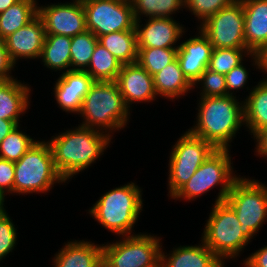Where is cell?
<instances>
[{
	"label": "cell",
	"instance_id": "obj_11",
	"mask_svg": "<svg viewBox=\"0 0 267 267\" xmlns=\"http://www.w3.org/2000/svg\"><path fill=\"white\" fill-rule=\"evenodd\" d=\"M82 4L86 14V28L97 38L135 27L130 0H82Z\"/></svg>",
	"mask_w": 267,
	"mask_h": 267
},
{
	"label": "cell",
	"instance_id": "obj_31",
	"mask_svg": "<svg viewBox=\"0 0 267 267\" xmlns=\"http://www.w3.org/2000/svg\"><path fill=\"white\" fill-rule=\"evenodd\" d=\"M22 124L14 128L0 143V158L17 162L39 139L26 133Z\"/></svg>",
	"mask_w": 267,
	"mask_h": 267
},
{
	"label": "cell",
	"instance_id": "obj_19",
	"mask_svg": "<svg viewBox=\"0 0 267 267\" xmlns=\"http://www.w3.org/2000/svg\"><path fill=\"white\" fill-rule=\"evenodd\" d=\"M169 252V253H168ZM162 245L160 267H225L226 265L200 239L194 245H175L168 251ZM227 267V266H226Z\"/></svg>",
	"mask_w": 267,
	"mask_h": 267
},
{
	"label": "cell",
	"instance_id": "obj_41",
	"mask_svg": "<svg viewBox=\"0 0 267 267\" xmlns=\"http://www.w3.org/2000/svg\"><path fill=\"white\" fill-rule=\"evenodd\" d=\"M255 144L254 155L261 158L262 160L267 161V127L260 131L253 140ZM267 163V162H266Z\"/></svg>",
	"mask_w": 267,
	"mask_h": 267
},
{
	"label": "cell",
	"instance_id": "obj_7",
	"mask_svg": "<svg viewBox=\"0 0 267 267\" xmlns=\"http://www.w3.org/2000/svg\"><path fill=\"white\" fill-rule=\"evenodd\" d=\"M211 205L200 239L225 265L237 262L251 241L242 233L241 223L226 201Z\"/></svg>",
	"mask_w": 267,
	"mask_h": 267
},
{
	"label": "cell",
	"instance_id": "obj_14",
	"mask_svg": "<svg viewBox=\"0 0 267 267\" xmlns=\"http://www.w3.org/2000/svg\"><path fill=\"white\" fill-rule=\"evenodd\" d=\"M181 23L175 18L161 17L135 20L137 48H178L180 39L189 32Z\"/></svg>",
	"mask_w": 267,
	"mask_h": 267
},
{
	"label": "cell",
	"instance_id": "obj_20",
	"mask_svg": "<svg viewBox=\"0 0 267 267\" xmlns=\"http://www.w3.org/2000/svg\"><path fill=\"white\" fill-rule=\"evenodd\" d=\"M28 83L18 80L17 77L0 81V119L14 121L17 125L21 124L22 117L28 114V109L32 105L33 89Z\"/></svg>",
	"mask_w": 267,
	"mask_h": 267
},
{
	"label": "cell",
	"instance_id": "obj_12",
	"mask_svg": "<svg viewBox=\"0 0 267 267\" xmlns=\"http://www.w3.org/2000/svg\"><path fill=\"white\" fill-rule=\"evenodd\" d=\"M198 28L213 48L248 49L244 37V7L241 0L222 8Z\"/></svg>",
	"mask_w": 267,
	"mask_h": 267
},
{
	"label": "cell",
	"instance_id": "obj_22",
	"mask_svg": "<svg viewBox=\"0 0 267 267\" xmlns=\"http://www.w3.org/2000/svg\"><path fill=\"white\" fill-rule=\"evenodd\" d=\"M246 47L260 54L267 47V0H241Z\"/></svg>",
	"mask_w": 267,
	"mask_h": 267
},
{
	"label": "cell",
	"instance_id": "obj_25",
	"mask_svg": "<svg viewBox=\"0 0 267 267\" xmlns=\"http://www.w3.org/2000/svg\"><path fill=\"white\" fill-rule=\"evenodd\" d=\"M71 37L46 34L40 59L41 63L53 75L71 71Z\"/></svg>",
	"mask_w": 267,
	"mask_h": 267
},
{
	"label": "cell",
	"instance_id": "obj_38",
	"mask_svg": "<svg viewBox=\"0 0 267 267\" xmlns=\"http://www.w3.org/2000/svg\"><path fill=\"white\" fill-rule=\"evenodd\" d=\"M14 162L0 158V199L7 203V195L13 196Z\"/></svg>",
	"mask_w": 267,
	"mask_h": 267
},
{
	"label": "cell",
	"instance_id": "obj_28",
	"mask_svg": "<svg viewBox=\"0 0 267 267\" xmlns=\"http://www.w3.org/2000/svg\"><path fill=\"white\" fill-rule=\"evenodd\" d=\"M130 2L135 20L151 17L174 18L173 15L182 13L186 9L185 0H130Z\"/></svg>",
	"mask_w": 267,
	"mask_h": 267
},
{
	"label": "cell",
	"instance_id": "obj_45",
	"mask_svg": "<svg viewBox=\"0 0 267 267\" xmlns=\"http://www.w3.org/2000/svg\"><path fill=\"white\" fill-rule=\"evenodd\" d=\"M98 267H110V266H108V265L102 260Z\"/></svg>",
	"mask_w": 267,
	"mask_h": 267
},
{
	"label": "cell",
	"instance_id": "obj_27",
	"mask_svg": "<svg viewBox=\"0 0 267 267\" xmlns=\"http://www.w3.org/2000/svg\"><path fill=\"white\" fill-rule=\"evenodd\" d=\"M38 15V0H19L0 13V40L27 25Z\"/></svg>",
	"mask_w": 267,
	"mask_h": 267
},
{
	"label": "cell",
	"instance_id": "obj_24",
	"mask_svg": "<svg viewBox=\"0 0 267 267\" xmlns=\"http://www.w3.org/2000/svg\"><path fill=\"white\" fill-rule=\"evenodd\" d=\"M254 84L250 93L243 98L245 130L252 139L267 127V79L262 77Z\"/></svg>",
	"mask_w": 267,
	"mask_h": 267
},
{
	"label": "cell",
	"instance_id": "obj_29",
	"mask_svg": "<svg viewBox=\"0 0 267 267\" xmlns=\"http://www.w3.org/2000/svg\"><path fill=\"white\" fill-rule=\"evenodd\" d=\"M122 64L99 42L86 72L95 81H116Z\"/></svg>",
	"mask_w": 267,
	"mask_h": 267
},
{
	"label": "cell",
	"instance_id": "obj_8",
	"mask_svg": "<svg viewBox=\"0 0 267 267\" xmlns=\"http://www.w3.org/2000/svg\"><path fill=\"white\" fill-rule=\"evenodd\" d=\"M255 178L241 175L225 199L235 211L242 233L251 242L267 222V182Z\"/></svg>",
	"mask_w": 267,
	"mask_h": 267
},
{
	"label": "cell",
	"instance_id": "obj_9",
	"mask_svg": "<svg viewBox=\"0 0 267 267\" xmlns=\"http://www.w3.org/2000/svg\"><path fill=\"white\" fill-rule=\"evenodd\" d=\"M102 242V260L110 267H160L163 238L142 232ZM115 241V242H114Z\"/></svg>",
	"mask_w": 267,
	"mask_h": 267
},
{
	"label": "cell",
	"instance_id": "obj_5",
	"mask_svg": "<svg viewBox=\"0 0 267 267\" xmlns=\"http://www.w3.org/2000/svg\"><path fill=\"white\" fill-rule=\"evenodd\" d=\"M14 168L13 196L48 195L57 184L65 187L69 184L56 169L51 146L45 138L37 140L14 162Z\"/></svg>",
	"mask_w": 267,
	"mask_h": 267
},
{
	"label": "cell",
	"instance_id": "obj_36",
	"mask_svg": "<svg viewBox=\"0 0 267 267\" xmlns=\"http://www.w3.org/2000/svg\"><path fill=\"white\" fill-rule=\"evenodd\" d=\"M225 75L206 69L193 84V90L199 91V97L226 96L227 88ZM199 89V90H198Z\"/></svg>",
	"mask_w": 267,
	"mask_h": 267
},
{
	"label": "cell",
	"instance_id": "obj_33",
	"mask_svg": "<svg viewBox=\"0 0 267 267\" xmlns=\"http://www.w3.org/2000/svg\"><path fill=\"white\" fill-rule=\"evenodd\" d=\"M137 49V63L153 76L176 59L178 48Z\"/></svg>",
	"mask_w": 267,
	"mask_h": 267
},
{
	"label": "cell",
	"instance_id": "obj_16",
	"mask_svg": "<svg viewBox=\"0 0 267 267\" xmlns=\"http://www.w3.org/2000/svg\"><path fill=\"white\" fill-rule=\"evenodd\" d=\"M126 105L133 110L138 103L154 104L158 96L155 91L153 76L137 62L123 64L116 80ZM134 104V105H132Z\"/></svg>",
	"mask_w": 267,
	"mask_h": 267
},
{
	"label": "cell",
	"instance_id": "obj_17",
	"mask_svg": "<svg viewBox=\"0 0 267 267\" xmlns=\"http://www.w3.org/2000/svg\"><path fill=\"white\" fill-rule=\"evenodd\" d=\"M195 35L180 39L176 58L184 76L193 85L208 68L213 46L208 38L196 27ZM182 40V41H181Z\"/></svg>",
	"mask_w": 267,
	"mask_h": 267
},
{
	"label": "cell",
	"instance_id": "obj_32",
	"mask_svg": "<svg viewBox=\"0 0 267 267\" xmlns=\"http://www.w3.org/2000/svg\"><path fill=\"white\" fill-rule=\"evenodd\" d=\"M97 42L98 38L89 30L72 37L71 70H87Z\"/></svg>",
	"mask_w": 267,
	"mask_h": 267
},
{
	"label": "cell",
	"instance_id": "obj_26",
	"mask_svg": "<svg viewBox=\"0 0 267 267\" xmlns=\"http://www.w3.org/2000/svg\"><path fill=\"white\" fill-rule=\"evenodd\" d=\"M98 42L104 46L122 65L137 62V32L132 30L118 31L102 35Z\"/></svg>",
	"mask_w": 267,
	"mask_h": 267
},
{
	"label": "cell",
	"instance_id": "obj_35",
	"mask_svg": "<svg viewBox=\"0 0 267 267\" xmlns=\"http://www.w3.org/2000/svg\"><path fill=\"white\" fill-rule=\"evenodd\" d=\"M7 211L6 205L0 210V263L14 253L19 243L18 226Z\"/></svg>",
	"mask_w": 267,
	"mask_h": 267
},
{
	"label": "cell",
	"instance_id": "obj_44",
	"mask_svg": "<svg viewBox=\"0 0 267 267\" xmlns=\"http://www.w3.org/2000/svg\"><path fill=\"white\" fill-rule=\"evenodd\" d=\"M18 1L19 0H0V13L4 12Z\"/></svg>",
	"mask_w": 267,
	"mask_h": 267
},
{
	"label": "cell",
	"instance_id": "obj_46",
	"mask_svg": "<svg viewBox=\"0 0 267 267\" xmlns=\"http://www.w3.org/2000/svg\"><path fill=\"white\" fill-rule=\"evenodd\" d=\"M6 205L1 199H0V210Z\"/></svg>",
	"mask_w": 267,
	"mask_h": 267
},
{
	"label": "cell",
	"instance_id": "obj_13",
	"mask_svg": "<svg viewBox=\"0 0 267 267\" xmlns=\"http://www.w3.org/2000/svg\"><path fill=\"white\" fill-rule=\"evenodd\" d=\"M43 4L38 0V16L44 23L46 34L72 38L87 30L82 0Z\"/></svg>",
	"mask_w": 267,
	"mask_h": 267
},
{
	"label": "cell",
	"instance_id": "obj_1",
	"mask_svg": "<svg viewBox=\"0 0 267 267\" xmlns=\"http://www.w3.org/2000/svg\"><path fill=\"white\" fill-rule=\"evenodd\" d=\"M47 141L52 149L55 167L67 183L88 171L96 161H101L106 149L113 144V138L108 134L79 124L65 131L59 130Z\"/></svg>",
	"mask_w": 267,
	"mask_h": 267
},
{
	"label": "cell",
	"instance_id": "obj_42",
	"mask_svg": "<svg viewBox=\"0 0 267 267\" xmlns=\"http://www.w3.org/2000/svg\"><path fill=\"white\" fill-rule=\"evenodd\" d=\"M17 126L14 121L0 119V143Z\"/></svg>",
	"mask_w": 267,
	"mask_h": 267
},
{
	"label": "cell",
	"instance_id": "obj_23",
	"mask_svg": "<svg viewBox=\"0 0 267 267\" xmlns=\"http://www.w3.org/2000/svg\"><path fill=\"white\" fill-rule=\"evenodd\" d=\"M153 82L158 98L167 99L174 103L195 91L193 85L184 76L177 58L163 70L153 75Z\"/></svg>",
	"mask_w": 267,
	"mask_h": 267
},
{
	"label": "cell",
	"instance_id": "obj_37",
	"mask_svg": "<svg viewBox=\"0 0 267 267\" xmlns=\"http://www.w3.org/2000/svg\"><path fill=\"white\" fill-rule=\"evenodd\" d=\"M237 0H186L185 11L193 15L197 26H200L212 15H215L222 8L232 5Z\"/></svg>",
	"mask_w": 267,
	"mask_h": 267
},
{
	"label": "cell",
	"instance_id": "obj_40",
	"mask_svg": "<svg viewBox=\"0 0 267 267\" xmlns=\"http://www.w3.org/2000/svg\"><path fill=\"white\" fill-rule=\"evenodd\" d=\"M246 256L242 259V266L267 267V244Z\"/></svg>",
	"mask_w": 267,
	"mask_h": 267
},
{
	"label": "cell",
	"instance_id": "obj_3",
	"mask_svg": "<svg viewBox=\"0 0 267 267\" xmlns=\"http://www.w3.org/2000/svg\"><path fill=\"white\" fill-rule=\"evenodd\" d=\"M133 181L104 192L86 210L101 228L115 234V237L142 233H136L134 228L144 211L143 188Z\"/></svg>",
	"mask_w": 267,
	"mask_h": 267
},
{
	"label": "cell",
	"instance_id": "obj_43",
	"mask_svg": "<svg viewBox=\"0 0 267 267\" xmlns=\"http://www.w3.org/2000/svg\"><path fill=\"white\" fill-rule=\"evenodd\" d=\"M259 55L261 58V77L267 79V47Z\"/></svg>",
	"mask_w": 267,
	"mask_h": 267
},
{
	"label": "cell",
	"instance_id": "obj_10",
	"mask_svg": "<svg viewBox=\"0 0 267 267\" xmlns=\"http://www.w3.org/2000/svg\"><path fill=\"white\" fill-rule=\"evenodd\" d=\"M169 151L167 196L171 198L194 175L201 164L216 150L204 139L191 134L187 129Z\"/></svg>",
	"mask_w": 267,
	"mask_h": 267
},
{
	"label": "cell",
	"instance_id": "obj_21",
	"mask_svg": "<svg viewBox=\"0 0 267 267\" xmlns=\"http://www.w3.org/2000/svg\"><path fill=\"white\" fill-rule=\"evenodd\" d=\"M102 261V244L89 239H71L51 257L52 267H98Z\"/></svg>",
	"mask_w": 267,
	"mask_h": 267
},
{
	"label": "cell",
	"instance_id": "obj_2",
	"mask_svg": "<svg viewBox=\"0 0 267 267\" xmlns=\"http://www.w3.org/2000/svg\"><path fill=\"white\" fill-rule=\"evenodd\" d=\"M196 102V117L193 126L187 130L216 149H232L233 140L245 128L243 98L197 96Z\"/></svg>",
	"mask_w": 267,
	"mask_h": 267
},
{
	"label": "cell",
	"instance_id": "obj_4",
	"mask_svg": "<svg viewBox=\"0 0 267 267\" xmlns=\"http://www.w3.org/2000/svg\"><path fill=\"white\" fill-rule=\"evenodd\" d=\"M131 113L116 81H95L83 99L78 123L115 139V133L129 127Z\"/></svg>",
	"mask_w": 267,
	"mask_h": 267
},
{
	"label": "cell",
	"instance_id": "obj_34",
	"mask_svg": "<svg viewBox=\"0 0 267 267\" xmlns=\"http://www.w3.org/2000/svg\"><path fill=\"white\" fill-rule=\"evenodd\" d=\"M251 53L249 49L213 48L208 69L226 75Z\"/></svg>",
	"mask_w": 267,
	"mask_h": 267
},
{
	"label": "cell",
	"instance_id": "obj_15",
	"mask_svg": "<svg viewBox=\"0 0 267 267\" xmlns=\"http://www.w3.org/2000/svg\"><path fill=\"white\" fill-rule=\"evenodd\" d=\"M51 94L57 107L72 115L80 113L83 99L95 80L86 71H67L56 78Z\"/></svg>",
	"mask_w": 267,
	"mask_h": 267
},
{
	"label": "cell",
	"instance_id": "obj_30",
	"mask_svg": "<svg viewBox=\"0 0 267 267\" xmlns=\"http://www.w3.org/2000/svg\"><path fill=\"white\" fill-rule=\"evenodd\" d=\"M249 60V61H248ZM249 62L253 71H258L261 74V58L258 53H251L247 59H245L241 64H239L237 67H234L229 73L225 75V82H226V88H227V95L229 96H235L239 97V95H236L237 93H240V90L244 89V93L248 92L253 89V85L249 86V82L251 79H249L252 75L249 73L251 72L250 68H248L249 64L246 62ZM245 64H248L247 67ZM250 75V76H249ZM250 80V81H249Z\"/></svg>",
	"mask_w": 267,
	"mask_h": 267
},
{
	"label": "cell",
	"instance_id": "obj_39",
	"mask_svg": "<svg viewBox=\"0 0 267 267\" xmlns=\"http://www.w3.org/2000/svg\"><path fill=\"white\" fill-rule=\"evenodd\" d=\"M18 67L16 64L12 61L5 43L3 40H0V81H8L15 78V75H13V71L15 72V69Z\"/></svg>",
	"mask_w": 267,
	"mask_h": 267
},
{
	"label": "cell",
	"instance_id": "obj_18",
	"mask_svg": "<svg viewBox=\"0 0 267 267\" xmlns=\"http://www.w3.org/2000/svg\"><path fill=\"white\" fill-rule=\"evenodd\" d=\"M45 37L44 23L37 15L27 25L10 34L3 41L12 61L18 67L20 60L37 61L40 59Z\"/></svg>",
	"mask_w": 267,
	"mask_h": 267
},
{
	"label": "cell",
	"instance_id": "obj_6",
	"mask_svg": "<svg viewBox=\"0 0 267 267\" xmlns=\"http://www.w3.org/2000/svg\"><path fill=\"white\" fill-rule=\"evenodd\" d=\"M231 149H216L196 170L194 175L170 199L192 202L211 190H218L213 203L225 201L234 182L241 176L236 173Z\"/></svg>",
	"mask_w": 267,
	"mask_h": 267
}]
</instances>
